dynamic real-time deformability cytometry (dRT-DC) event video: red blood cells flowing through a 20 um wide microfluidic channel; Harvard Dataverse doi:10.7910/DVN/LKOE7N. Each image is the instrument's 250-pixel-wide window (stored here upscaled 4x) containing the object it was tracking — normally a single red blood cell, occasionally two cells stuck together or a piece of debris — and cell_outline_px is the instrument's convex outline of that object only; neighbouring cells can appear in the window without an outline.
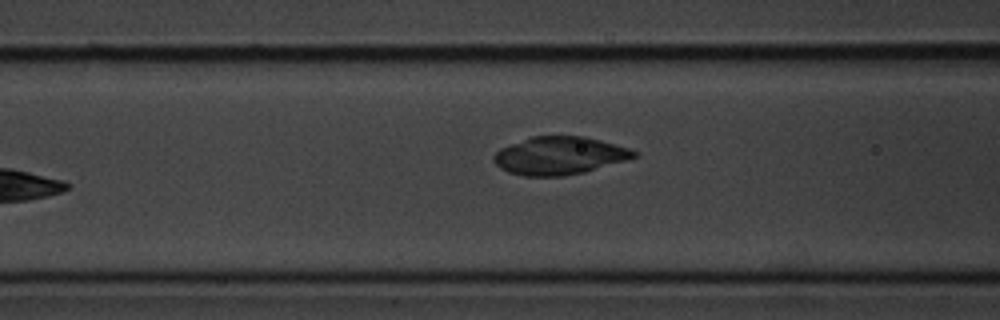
{"species": "common noctule bat (a hibernating species)", "species_latin": "Nyctalus noctula", "temperature_condition": "cold", "stored_images_in_passage": 34, "camera_frame_rate_fps": 3000, "um_per_image_px": 0.085, "animal": {"sex": "male", "body_mass_g": 20.1, "forearm_length_mm": 53.5}, "frame": {"image": 1, "passage_image": 6, "time_ms": 1.667, "image_size_px": [1000, 320], "cell_outline_px": [[640, 156], [584, 172], [560, 176], [524, 176], [508, 172], [500, 168], [492, 160], [492, 156], [500, 148], [532, 136], [584, 136], [632, 148]], "centroid_in_image_um": [47.56, 13.23], "position_along_channel_um": 119.0, "area_um2": 30.98}}
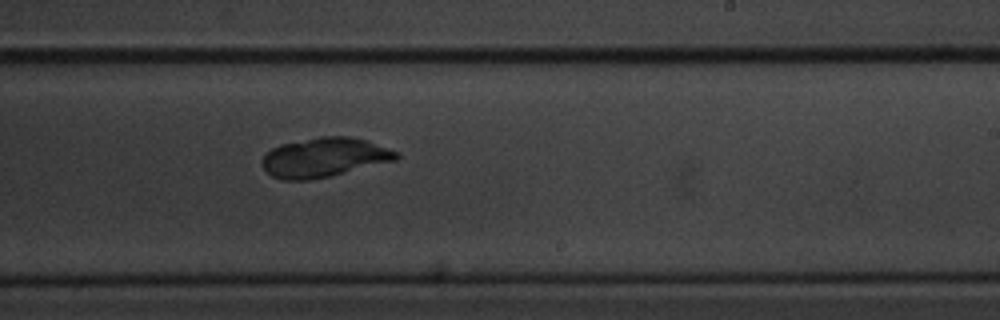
{"frame": {"image": 2, "passage_image": 18, "time_ms": 5.667, "image_size_px": [1000, 320], "cell_outline_px": [[400, 156], [396, 160], [332, 176], [308, 180], [284, 180], [272, 176], [260, 164], [264, 156], [272, 148], [280, 144], [320, 136], [352, 136], [400, 152]], "centroid_in_image_um": [27.57, 13.38], "position_along_channel_um": 261.4, "area_um2": 30.81}}
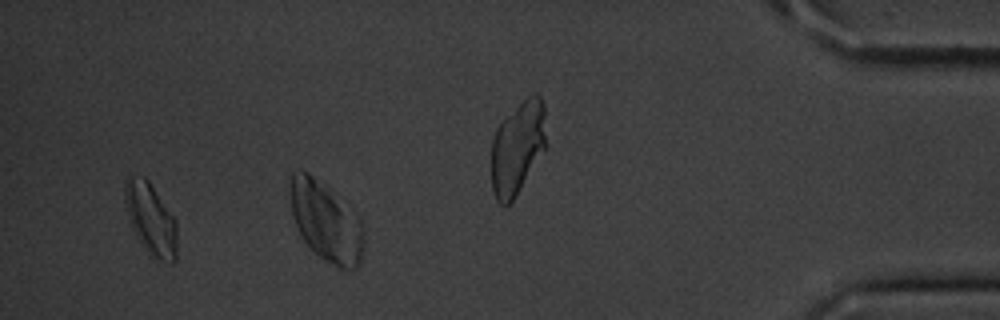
{"frame": {"image": 3, "passage_image": 31, "time_ms": 10.0, "image_size_px": [1000, 320], "cell_outline_px": [[176, 260], [172, 264], [156, 264], [148, 256], [140, 244], [132, 228], [128, 216], [124, 200], [124, 180], [132, 176], [144, 176], [148, 180], [176, 220]], "centroid_in_image_um": [12.81, 18.72], "position_along_channel_um": 422.4, "area_um2": 22.48}}